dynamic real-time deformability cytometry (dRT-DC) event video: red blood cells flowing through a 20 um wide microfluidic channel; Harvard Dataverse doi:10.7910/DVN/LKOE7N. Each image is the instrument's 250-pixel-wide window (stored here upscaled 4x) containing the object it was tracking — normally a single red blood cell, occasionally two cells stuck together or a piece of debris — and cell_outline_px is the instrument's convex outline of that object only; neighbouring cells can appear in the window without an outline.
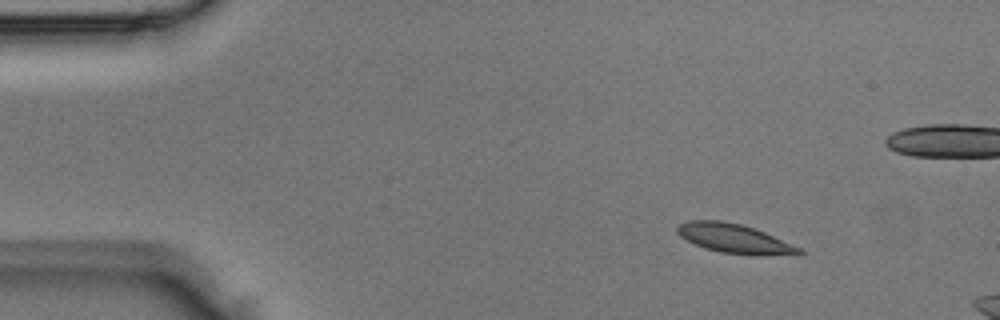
{"species": "Egyptian fruit bat (a non-hibernating species)", "species_latin": "Rousettus aegyptiacus", "temperature_condition": "room temperature", "stored_images_in_passage": 3, "camera_frame_rate_fps": 3000, "um_per_image_px": 0.085, "animal": {"sex": "male"}, "frame": {"image": 1, "passage_image": 1, "time_ms": 0.0, "image_size_px": [1000, 320], "cell_outline_px": [[804, 252], [800, 256], [796, 256], [720, 252], [704, 248], [680, 236], [676, 232], [676, 228], [680, 224], [688, 220], [720, 220], [740, 224], [764, 232], [800, 248]], "centroid_in_image_um": [62.42, 20.27], "position_along_channel_um": 22.6, "area_um2": 20.35}}